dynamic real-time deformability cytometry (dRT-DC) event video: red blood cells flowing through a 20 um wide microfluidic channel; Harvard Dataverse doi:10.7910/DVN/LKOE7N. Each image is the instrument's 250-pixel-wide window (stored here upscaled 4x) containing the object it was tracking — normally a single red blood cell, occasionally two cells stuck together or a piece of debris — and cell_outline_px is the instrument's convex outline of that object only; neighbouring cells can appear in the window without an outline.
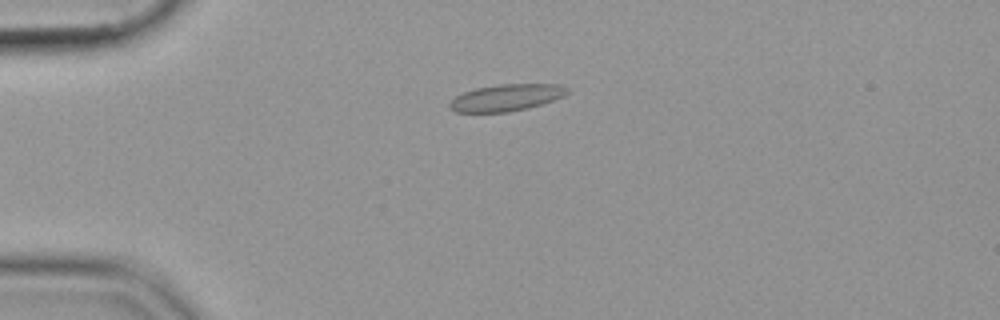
{"species": "common noctule bat (a hibernating species)", "species_latin": "Nyctalus noctula", "temperature_condition": "cold", "stored_images_in_passage": 44, "camera_frame_rate_fps": 3000, "um_per_image_px": 0.085, "animal": {"sex": "female", "body_mass_g": 19.9}, "frame": {"image": 1, "passage_image": 3, "time_ms": 0.667, "image_size_px": [1000, 320], "cell_outline_px": [[568, 92], [564, 96], [528, 108], [508, 112], [456, 112], [448, 108], [448, 104], [456, 96], [464, 92], [476, 88], [500, 84], [560, 84], [568, 88]], "centroid_in_image_um": [43.02, 8.3], "position_along_channel_um": 42.0, "area_um2": 18.26}}
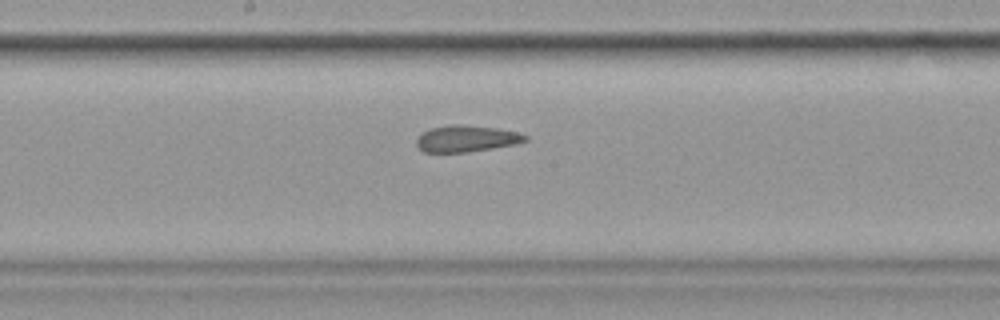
{"frame": {"image": 2, "passage_image": 19, "time_ms": 6.0, "image_size_px": [1000, 320], "cell_outline_px": [[528, 140], [516, 144], [468, 152], [424, 152], [416, 144], [416, 140], [424, 132], [432, 128], [448, 124], [464, 124], [496, 128], [520, 132], [528, 136]], "centroid_in_image_um": [39.69, 11.77], "position_along_channel_um": 208.5, "area_um2": 16.82}}
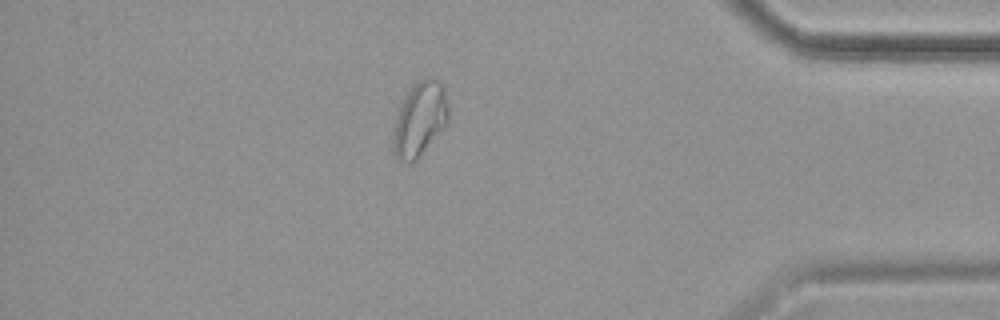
{"frame": {"image": 3, "passage_image": 37, "time_ms": 12.0, "image_size_px": [1000, 320], "cell_outline_px": [[448, 124], [416, 160], [412, 164], [408, 164], [396, 160], [392, 152], [392, 132], [396, 116], [404, 96], [412, 84], [428, 76], [432, 76], [444, 88], [448, 104]], "centroid_in_image_um": [35.65, 10.17], "position_along_channel_um": 399.6, "area_um2": 24.57}}